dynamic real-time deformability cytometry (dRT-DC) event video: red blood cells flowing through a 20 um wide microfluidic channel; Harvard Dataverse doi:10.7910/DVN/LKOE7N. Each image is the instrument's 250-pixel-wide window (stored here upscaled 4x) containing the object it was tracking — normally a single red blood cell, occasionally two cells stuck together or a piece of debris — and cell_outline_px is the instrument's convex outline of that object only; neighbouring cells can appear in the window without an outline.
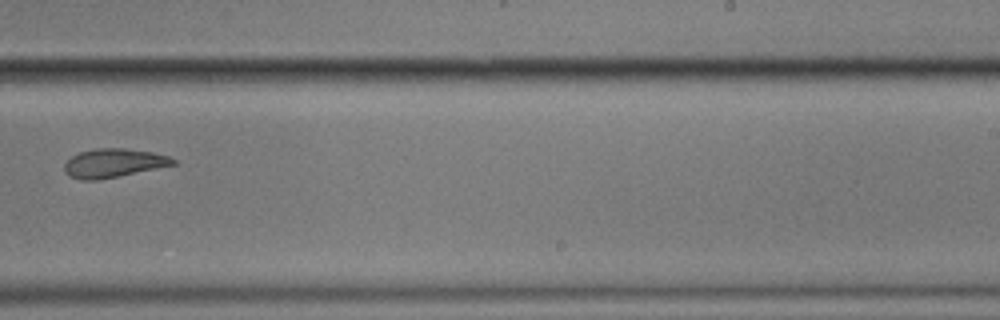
{"species": "common noctule bat (a hibernating species)", "species_latin": "Nyctalus noctula", "temperature_condition": "cold", "stored_images_in_passage": 10, "camera_frame_rate_fps": 3000, "um_per_image_px": 0.085, "animal": {"sex": "male", "body_mass_g": 17.9}, "frame": {"image": 1, "passage_image": 10, "time_ms": 11.333, "image_size_px": [1000, 320], "cell_outline_px": [[176, 164], [96, 180], [80, 180], [68, 176], [64, 172], [64, 164], [72, 156], [80, 152], [96, 148], [124, 148], [152, 152], [168, 156], [176, 160]], "centroid_in_image_um": [9.6, 13.85], "position_along_channel_um": 279.4, "area_um2": 17.98}}